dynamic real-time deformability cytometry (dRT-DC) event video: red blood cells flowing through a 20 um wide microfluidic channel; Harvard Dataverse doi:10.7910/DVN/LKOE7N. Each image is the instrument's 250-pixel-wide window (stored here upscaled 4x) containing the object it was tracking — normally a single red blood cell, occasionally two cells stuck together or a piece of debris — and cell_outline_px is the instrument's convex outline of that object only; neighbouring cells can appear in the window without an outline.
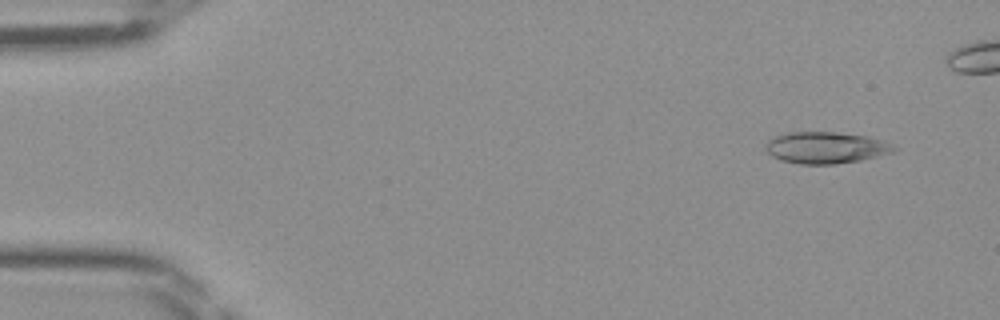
{"species": "Egyptian fruit bat (a non-hibernating species)", "species_latin": "Rousettus aegyptiacus", "temperature_condition": "room temperature", "stored_images_in_passage": 43, "camera_frame_rate_fps": 3000, "um_per_image_px": 0.085, "frame": {"image": 1, "passage_image": 4, "time_ms": 1.0, "image_size_px": [1000, 320], "cell_outline_px": [[900, 148], [892, 152], [860, 160], [836, 164], [800, 164], [780, 160], [772, 156], [764, 148], [764, 144], [768, 140], [784, 132], [836, 132], [868, 136], [892, 144]], "centroid_in_image_um": [70.17, 12.54], "position_along_channel_um": 14.8, "area_um2": 23.7}}
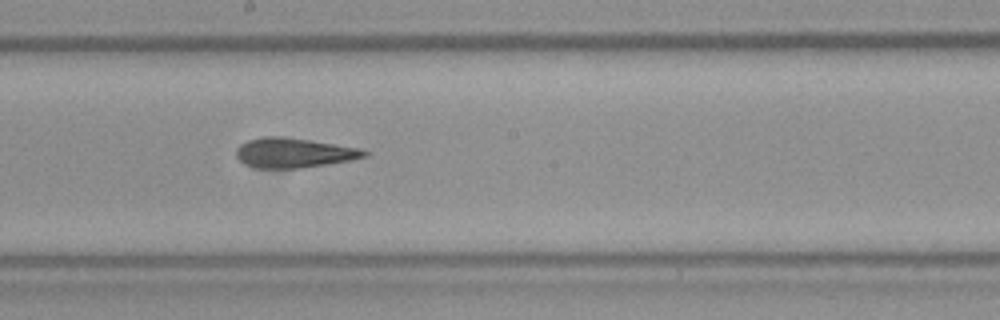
{"frame": {"image": 2, "passage_image": 26, "time_ms": 8.333, "image_size_px": [1000, 320], "cell_outline_px": [[368, 156], [348, 160], [300, 168], [252, 168], [244, 164], [236, 156], [236, 148], [240, 144], [248, 140], [264, 136], [284, 136], [360, 148], [368, 152]], "centroid_in_image_um": [24.92, 12.98], "position_along_channel_um": 223.3, "area_um2": 22.14}}
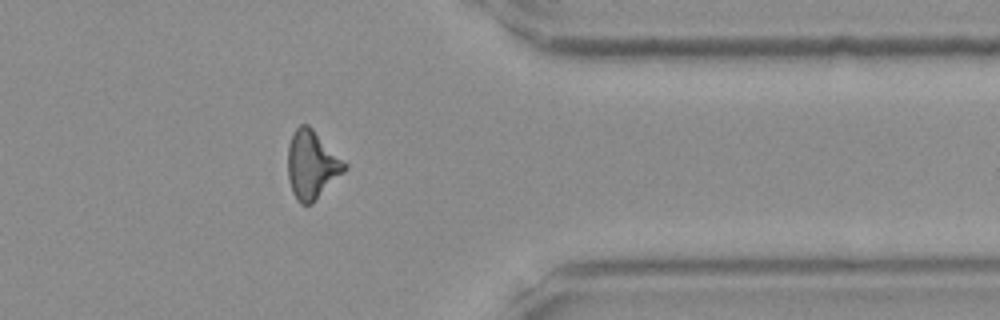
{"frame": {"image": 3, "passage_image": 38, "time_ms": 12.333, "image_size_px": [1000, 320], "cell_outline_px": [[348, 168], [312, 204], [300, 204], [296, 200], [292, 192], [288, 180], [288, 144], [292, 132], [300, 124], [308, 124], [348, 164]], "centroid_in_image_um": [26.5, 14.01], "position_along_channel_um": 384.9, "area_um2": 22.77}}